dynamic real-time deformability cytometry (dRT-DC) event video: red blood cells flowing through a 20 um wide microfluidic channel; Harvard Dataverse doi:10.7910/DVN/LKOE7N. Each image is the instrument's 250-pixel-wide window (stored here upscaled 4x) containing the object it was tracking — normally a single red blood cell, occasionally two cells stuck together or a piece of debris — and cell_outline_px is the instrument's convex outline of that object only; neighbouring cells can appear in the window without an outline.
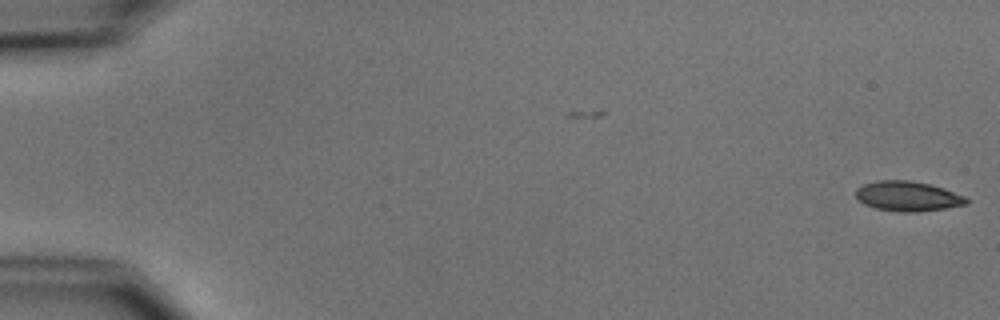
{"species": "common noctule bat (a hibernating species)", "species_latin": "Nyctalus noctula", "temperature_condition": "cold", "stored_images_in_passage": 6, "camera_frame_rate_fps": 3000, "um_per_image_px": 0.085, "animal": {"sex": "male", "body_mass_g": 15.6}, "frame": {"image": 1, "passage_image": 1, "time_ms": 0.0, "image_size_px": [1000, 320], "cell_outline_px": [[968, 204], [944, 208], [916, 212], [900, 212], [876, 208], [864, 204], [856, 196], [856, 188], [864, 184], [876, 180], [912, 180], [932, 184], [944, 188], [964, 196], [968, 200]], "centroid_in_image_um": [77.16, 16.66], "position_along_channel_um": 7.8, "area_um2": 19.31}}